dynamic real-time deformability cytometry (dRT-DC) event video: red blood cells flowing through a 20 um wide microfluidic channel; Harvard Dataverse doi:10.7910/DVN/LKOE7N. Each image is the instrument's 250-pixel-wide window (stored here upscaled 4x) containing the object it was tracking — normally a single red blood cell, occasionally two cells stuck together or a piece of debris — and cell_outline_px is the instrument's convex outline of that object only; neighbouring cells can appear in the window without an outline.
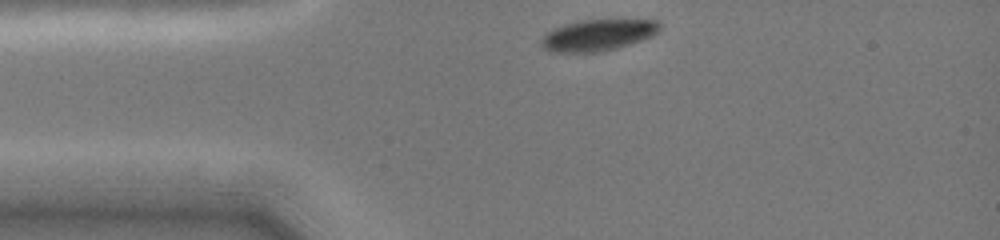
{"species": "common noctule bat (a hibernating species)", "species_latin": "Nyctalus noctula", "temperature_condition": "cold", "stored_images_in_passage": 6, "camera_frame_rate_fps": 3000, "um_per_image_px": 0.085, "animal": {"sex": "female", "body_mass_g": 19.0, "forearm_length_mm": 51.5}, "frame": {"image": 1, "passage_image": 1, "time_ms": 0.0, "image_size_px": [1000, 240], "cell_outline_px": [[660, 28], [656, 32], [648, 36], [616, 48], [596, 52], [552, 52], [544, 48], [540, 44], [540, 40], [552, 28], [564, 24], [580, 20], [656, 20], [660, 24]], "centroid_in_image_um": [50.73, 2.97], "position_along_channel_um": 34.3, "area_um2": 21.15}}
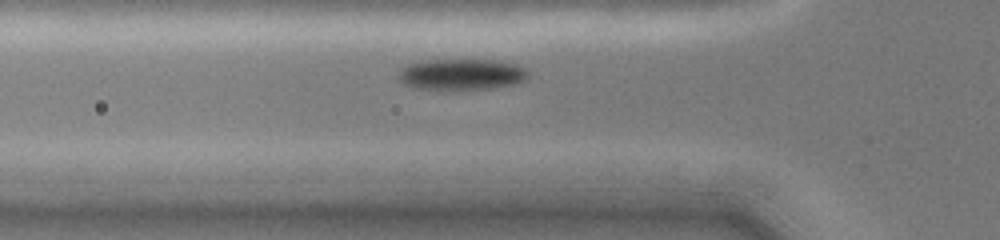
{"frame": {"image": 2, "passage_image": 5, "time_ms": 2.0, "image_size_px": [1000, 240], "cell_outline_px": [[528, 76], [524, 80], [516, 84], [492, 88], [464, 92], [452, 92], [412, 88], [404, 84], [400, 80], [400, 72], [408, 64], [416, 60], [500, 60], [516, 64], [528, 68]], "centroid_in_image_um": [39.25, 6.36], "position_along_channel_um": 86.6, "area_um2": 24.62}}